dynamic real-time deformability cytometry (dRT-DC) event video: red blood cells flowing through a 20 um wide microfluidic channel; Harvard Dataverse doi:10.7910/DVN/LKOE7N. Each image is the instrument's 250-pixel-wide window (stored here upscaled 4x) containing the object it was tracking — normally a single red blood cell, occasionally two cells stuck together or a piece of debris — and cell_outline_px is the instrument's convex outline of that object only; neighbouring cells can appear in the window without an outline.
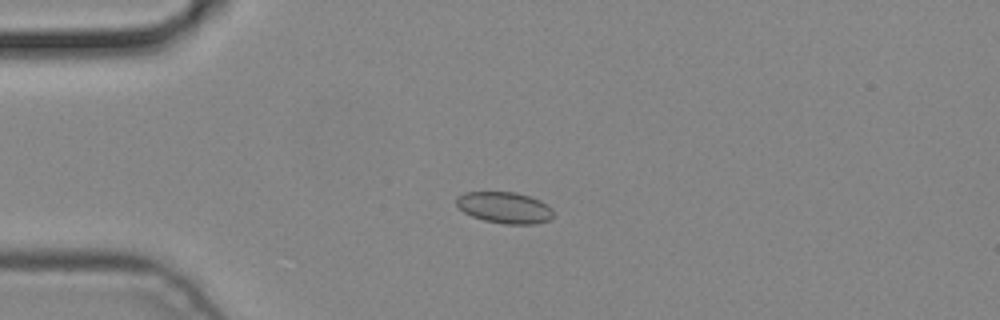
{"species": "common noctule bat (a hibernating species)", "species_latin": "Nyctalus noctula", "temperature_condition": "cold", "stored_images_in_passage": 5, "camera_frame_rate_fps": 3000, "um_per_image_px": 0.085, "animal": {"sex": "male", "body_mass_g": 19.2, "forearm_length_mm": 51.8}, "frame": {"image": 1, "passage_image": 2, "time_ms": 0.333, "image_size_px": [1000, 320], "cell_outline_px": [[552, 216], [548, 220], [536, 224], [504, 224], [484, 220], [472, 216], [464, 212], [456, 204], [456, 196], [464, 192], [516, 192], [540, 200], [552, 208]], "centroid_in_image_um": [42.87, 17.64], "position_along_channel_um": 42.1, "area_um2": 17.69}}
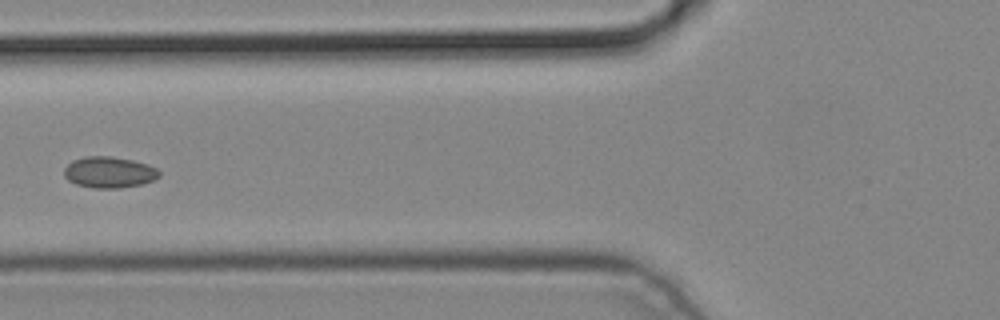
{"frame": {"image": 2, "passage_image": 4, "time_ms": 1.0, "image_size_px": [1000, 320], "cell_outline_px": [[160, 176], [152, 180], [140, 184], [120, 188], [96, 188], [76, 184], [68, 180], [64, 176], [64, 168], [72, 160], [88, 156], [112, 156], [132, 160], [148, 164], [156, 168], [160, 172]], "centroid_in_image_um": [9.27, 14.63], "position_along_channel_um": 116.5, "area_um2": 17.22}}
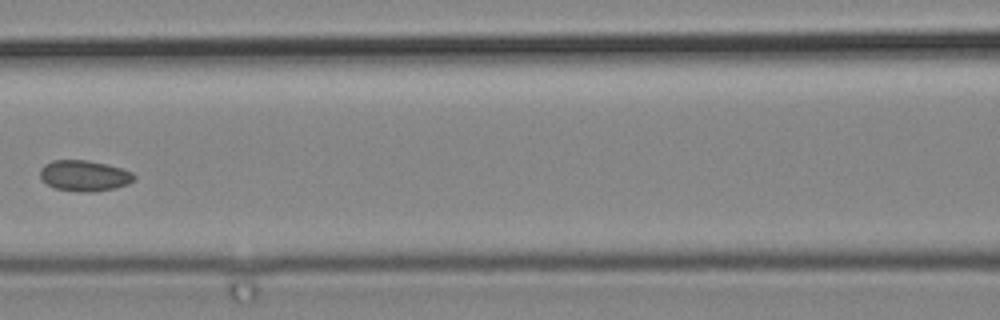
{"frame": {"image": 3, "passage_image": 5, "time_ms": 1.333, "image_size_px": [1000, 320], "cell_outline_px": [[136, 176], [128, 184], [116, 188], [92, 192], [80, 192], [56, 188], [48, 184], [40, 176], [40, 168], [44, 164], [52, 160], [88, 160], [108, 164], [132, 172]], "centroid_in_image_um": [7.17, 14.93], "position_along_channel_um": 159.4, "area_um2": 16.88}}